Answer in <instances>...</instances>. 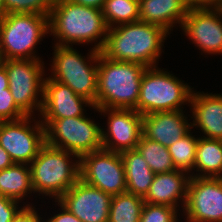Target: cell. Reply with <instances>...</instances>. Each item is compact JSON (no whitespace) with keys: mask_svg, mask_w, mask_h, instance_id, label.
I'll return each mask as SVG.
<instances>
[{"mask_svg":"<svg viewBox=\"0 0 222 222\" xmlns=\"http://www.w3.org/2000/svg\"><path fill=\"white\" fill-rule=\"evenodd\" d=\"M33 193L30 165L13 163L0 171V195L22 202ZM29 194V195H28Z\"/></svg>","mask_w":222,"mask_h":222,"instance_id":"7402d4cb","label":"cell"},{"mask_svg":"<svg viewBox=\"0 0 222 222\" xmlns=\"http://www.w3.org/2000/svg\"><path fill=\"white\" fill-rule=\"evenodd\" d=\"M112 196L79 179L58 201L82 222H108Z\"/></svg>","mask_w":222,"mask_h":222,"instance_id":"9a60e30c","label":"cell"},{"mask_svg":"<svg viewBox=\"0 0 222 222\" xmlns=\"http://www.w3.org/2000/svg\"><path fill=\"white\" fill-rule=\"evenodd\" d=\"M189 8H206L212 6V0H181Z\"/></svg>","mask_w":222,"mask_h":222,"instance_id":"836d02e7","label":"cell"},{"mask_svg":"<svg viewBox=\"0 0 222 222\" xmlns=\"http://www.w3.org/2000/svg\"><path fill=\"white\" fill-rule=\"evenodd\" d=\"M35 118L25 116L0 122V145L14 163L29 165L45 144V128L40 119Z\"/></svg>","mask_w":222,"mask_h":222,"instance_id":"30bf717a","label":"cell"},{"mask_svg":"<svg viewBox=\"0 0 222 222\" xmlns=\"http://www.w3.org/2000/svg\"><path fill=\"white\" fill-rule=\"evenodd\" d=\"M190 178V174L177 169L156 173L143 200L149 204L165 205L179 210L181 204L184 210Z\"/></svg>","mask_w":222,"mask_h":222,"instance_id":"ac0fdd59","label":"cell"},{"mask_svg":"<svg viewBox=\"0 0 222 222\" xmlns=\"http://www.w3.org/2000/svg\"><path fill=\"white\" fill-rule=\"evenodd\" d=\"M95 109L87 98L76 94L69 86L46 76L43 81V103L39 119H61L86 115L85 107ZM40 116V117H39Z\"/></svg>","mask_w":222,"mask_h":222,"instance_id":"2e32d148","label":"cell"},{"mask_svg":"<svg viewBox=\"0 0 222 222\" xmlns=\"http://www.w3.org/2000/svg\"><path fill=\"white\" fill-rule=\"evenodd\" d=\"M187 11L181 0H139V21L159 26L169 34L177 24L181 28Z\"/></svg>","mask_w":222,"mask_h":222,"instance_id":"ffe728a7","label":"cell"},{"mask_svg":"<svg viewBox=\"0 0 222 222\" xmlns=\"http://www.w3.org/2000/svg\"><path fill=\"white\" fill-rule=\"evenodd\" d=\"M143 197L129 192L112 196L108 222H140Z\"/></svg>","mask_w":222,"mask_h":222,"instance_id":"cb8c5ba5","label":"cell"},{"mask_svg":"<svg viewBox=\"0 0 222 222\" xmlns=\"http://www.w3.org/2000/svg\"><path fill=\"white\" fill-rule=\"evenodd\" d=\"M120 154L125 167L127 192L144 197L153 182L155 173L136 148Z\"/></svg>","mask_w":222,"mask_h":222,"instance_id":"44dd1931","label":"cell"},{"mask_svg":"<svg viewBox=\"0 0 222 222\" xmlns=\"http://www.w3.org/2000/svg\"><path fill=\"white\" fill-rule=\"evenodd\" d=\"M45 128V143L78 155L102 149V127L88 116L40 119Z\"/></svg>","mask_w":222,"mask_h":222,"instance_id":"ba28073f","label":"cell"},{"mask_svg":"<svg viewBox=\"0 0 222 222\" xmlns=\"http://www.w3.org/2000/svg\"><path fill=\"white\" fill-rule=\"evenodd\" d=\"M191 87L164 68L147 67L141 79L135 110L141 115L183 110V105L190 104Z\"/></svg>","mask_w":222,"mask_h":222,"instance_id":"52a82bcc","label":"cell"},{"mask_svg":"<svg viewBox=\"0 0 222 222\" xmlns=\"http://www.w3.org/2000/svg\"><path fill=\"white\" fill-rule=\"evenodd\" d=\"M136 149L141 156L146 160L152 172L163 173L176 170L169 150L162 144L152 141L142 135Z\"/></svg>","mask_w":222,"mask_h":222,"instance_id":"484cf974","label":"cell"},{"mask_svg":"<svg viewBox=\"0 0 222 222\" xmlns=\"http://www.w3.org/2000/svg\"><path fill=\"white\" fill-rule=\"evenodd\" d=\"M182 212L186 222H222V178L192 176Z\"/></svg>","mask_w":222,"mask_h":222,"instance_id":"7c38bea8","label":"cell"},{"mask_svg":"<svg viewBox=\"0 0 222 222\" xmlns=\"http://www.w3.org/2000/svg\"><path fill=\"white\" fill-rule=\"evenodd\" d=\"M2 63H3V58H2V56L0 55V66H2Z\"/></svg>","mask_w":222,"mask_h":222,"instance_id":"ab89813d","label":"cell"},{"mask_svg":"<svg viewBox=\"0 0 222 222\" xmlns=\"http://www.w3.org/2000/svg\"><path fill=\"white\" fill-rule=\"evenodd\" d=\"M49 34V16L36 13H9L0 19V55L3 60L33 59L36 46Z\"/></svg>","mask_w":222,"mask_h":222,"instance_id":"5b68a950","label":"cell"},{"mask_svg":"<svg viewBox=\"0 0 222 222\" xmlns=\"http://www.w3.org/2000/svg\"><path fill=\"white\" fill-rule=\"evenodd\" d=\"M181 30L205 55L222 54V8H189Z\"/></svg>","mask_w":222,"mask_h":222,"instance_id":"5bb4252c","label":"cell"},{"mask_svg":"<svg viewBox=\"0 0 222 222\" xmlns=\"http://www.w3.org/2000/svg\"><path fill=\"white\" fill-rule=\"evenodd\" d=\"M168 35L163 28L141 21L122 24L108 28L101 53L111 60L156 67Z\"/></svg>","mask_w":222,"mask_h":222,"instance_id":"7a4b0ae2","label":"cell"},{"mask_svg":"<svg viewBox=\"0 0 222 222\" xmlns=\"http://www.w3.org/2000/svg\"><path fill=\"white\" fill-rule=\"evenodd\" d=\"M8 87L9 84L6 68L2 65L0 66V92H5V89Z\"/></svg>","mask_w":222,"mask_h":222,"instance_id":"8d00e7d4","label":"cell"},{"mask_svg":"<svg viewBox=\"0 0 222 222\" xmlns=\"http://www.w3.org/2000/svg\"><path fill=\"white\" fill-rule=\"evenodd\" d=\"M212 6L222 8V0H212Z\"/></svg>","mask_w":222,"mask_h":222,"instance_id":"f35d334b","label":"cell"},{"mask_svg":"<svg viewBox=\"0 0 222 222\" xmlns=\"http://www.w3.org/2000/svg\"><path fill=\"white\" fill-rule=\"evenodd\" d=\"M24 204L15 215L12 222H44L42 219L43 217L38 214V210H36L33 204H30V202L28 204Z\"/></svg>","mask_w":222,"mask_h":222,"instance_id":"1f68e13d","label":"cell"},{"mask_svg":"<svg viewBox=\"0 0 222 222\" xmlns=\"http://www.w3.org/2000/svg\"><path fill=\"white\" fill-rule=\"evenodd\" d=\"M50 79L69 86L96 107L100 51L90 49L87 59L73 46L54 44Z\"/></svg>","mask_w":222,"mask_h":222,"instance_id":"8992f818","label":"cell"},{"mask_svg":"<svg viewBox=\"0 0 222 222\" xmlns=\"http://www.w3.org/2000/svg\"><path fill=\"white\" fill-rule=\"evenodd\" d=\"M102 13L108 28L138 22L140 20L139 1L105 0Z\"/></svg>","mask_w":222,"mask_h":222,"instance_id":"d4e9b609","label":"cell"},{"mask_svg":"<svg viewBox=\"0 0 222 222\" xmlns=\"http://www.w3.org/2000/svg\"><path fill=\"white\" fill-rule=\"evenodd\" d=\"M29 165L34 194L39 196L58 200L80 179V157L47 143Z\"/></svg>","mask_w":222,"mask_h":222,"instance_id":"277c9868","label":"cell"},{"mask_svg":"<svg viewBox=\"0 0 222 222\" xmlns=\"http://www.w3.org/2000/svg\"><path fill=\"white\" fill-rule=\"evenodd\" d=\"M107 119V129L102 128V149L121 153L135 149L142 137L143 115L135 109L96 108ZM106 115V116H105Z\"/></svg>","mask_w":222,"mask_h":222,"instance_id":"4fadbf2b","label":"cell"},{"mask_svg":"<svg viewBox=\"0 0 222 222\" xmlns=\"http://www.w3.org/2000/svg\"><path fill=\"white\" fill-rule=\"evenodd\" d=\"M146 68L141 63L111 60L100 51L96 108L135 109Z\"/></svg>","mask_w":222,"mask_h":222,"instance_id":"3957f363","label":"cell"},{"mask_svg":"<svg viewBox=\"0 0 222 222\" xmlns=\"http://www.w3.org/2000/svg\"><path fill=\"white\" fill-rule=\"evenodd\" d=\"M57 0H4L5 15L9 13L50 14Z\"/></svg>","mask_w":222,"mask_h":222,"instance_id":"83f0119b","label":"cell"},{"mask_svg":"<svg viewBox=\"0 0 222 222\" xmlns=\"http://www.w3.org/2000/svg\"><path fill=\"white\" fill-rule=\"evenodd\" d=\"M13 163L8 152L0 145V171L8 168Z\"/></svg>","mask_w":222,"mask_h":222,"instance_id":"d590c367","label":"cell"},{"mask_svg":"<svg viewBox=\"0 0 222 222\" xmlns=\"http://www.w3.org/2000/svg\"><path fill=\"white\" fill-rule=\"evenodd\" d=\"M80 179L111 196L127 192L125 167L117 152L101 149L81 156Z\"/></svg>","mask_w":222,"mask_h":222,"instance_id":"8fae6325","label":"cell"},{"mask_svg":"<svg viewBox=\"0 0 222 222\" xmlns=\"http://www.w3.org/2000/svg\"><path fill=\"white\" fill-rule=\"evenodd\" d=\"M185 110L154 112L143 115V136L169 147L192 131L191 119H187Z\"/></svg>","mask_w":222,"mask_h":222,"instance_id":"e0dca14e","label":"cell"},{"mask_svg":"<svg viewBox=\"0 0 222 222\" xmlns=\"http://www.w3.org/2000/svg\"><path fill=\"white\" fill-rule=\"evenodd\" d=\"M195 171L198 173H194ZM192 172L194 177L222 178V140L207 139L199 136L195 166Z\"/></svg>","mask_w":222,"mask_h":222,"instance_id":"603a6c76","label":"cell"},{"mask_svg":"<svg viewBox=\"0 0 222 222\" xmlns=\"http://www.w3.org/2000/svg\"><path fill=\"white\" fill-rule=\"evenodd\" d=\"M189 105L192 129L198 127L202 138L222 140V94L193 90Z\"/></svg>","mask_w":222,"mask_h":222,"instance_id":"d6986e66","label":"cell"},{"mask_svg":"<svg viewBox=\"0 0 222 222\" xmlns=\"http://www.w3.org/2000/svg\"><path fill=\"white\" fill-rule=\"evenodd\" d=\"M108 27L102 10L57 0L49 14V34L57 45L89 44L101 51L105 45ZM99 40V41H98Z\"/></svg>","mask_w":222,"mask_h":222,"instance_id":"6da1fadb","label":"cell"},{"mask_svg":"<svg viewBox=\"0 0 222 222\" xmlns=\"http://www.w3.org/2000/svg\"><path fill=\"white\" fill-rule=\"evenodd\" d=\"M6 68L9 90L17 107L26 116H36L43 103V81L45 66L42 60L9 59L3 60ZM35 112V113H34Z\"/></svg>","mask_w":222,"mask_h":222,"instance_id":"9c48e42d","label":"cell"},{"mask_svg":"<svg viewBox=\"0 0 222 222\" xmlns=\"http://www.w3.org/2000/svg\"><path fill=\"white\" fill-rule=\"evenodd\" d=\"M199 137L195 138L191 131L184 137L172 143L169 147V154L177 170L185 171L192 177V170L195 166L196 147Z\"/></svg>","mask_w":222,"mask_h":222,"instance_id":"4316f807","label":"cell"},{"mask_svg":"<svg viewBox=\"0 0 222 222\" xmlns=\"http://www.w3.org/2000/svg\"><path fill=\"white\" fill-rule=\"evenodd\" d=\"M19 202L0 195V222H12L15 215L23 207Z\"/></svg>","mask_w":222,"mask_h":222,"instance_id":"4dcf8cb0","label":"cell"},{"mask_svg":"<svg viewBox=\"0 0 222 222\" xmlns=\"http://www.w3.org/2000/svg\"><path fill=\"white\" fill-rule=\"evenodd\" d=\"M25 116L17 107L9 88H6L5 92H0V122L18 120Z\"/></svg>","mask_w":222,"mask_h":222,"instance_id":"f546056e","label":"cell"},{"mask_svg":"<svg viewBox=\"0 0 222 222\" xmlns=\"http://www.w3.org/2000/svg\"><path fill=\"white\" fill-rule=\"evenodd\" d=\"M179 209L144 202L140 222H179Z\"/></svg>","mask_w":222,"mask_h":222,"instance_id":"f1b7e54d","label":"cell"},{"mask_svg":"<svg viewBox=\"0 0 222 222\" xmlns=\"http://www.w3.org/2000/svg\"><path fill=\"white\" fill-rule=\"evenodd\" d=\"M5 15V3L4 0H0V19Z\"/></svg>","mask_w":222,"mask_h":222,"instance_id":"74e56055","label":"cell"},{"mask_svg":"<svg viewBox=\"0 0 222 222\" xmlns=\"http://www.w3.org/2000/svg\"><path fill=\"white\" fill-rule=\"evenodd\" d=\"M55 202H57L56 206L58 205V207H60V212L57 211V214L55 213L50 218L48 217L46 221L44 219V222H82L68 209H66L58 200H55Z\"/></svg>","mask_w":222,"mask_h":222,"instance_id":"d6a6232c","label":"cell"},{"mask_svg":"<svg viewBox=\"0 0 222 222\" xmlns=\"http://www.w3.org/2000/svg\"><path fill=\"white\" fill-rule=\"evenodd\" d=\"M75 4L102 10L105 0H69Z\"/></svg>","mask_w":222,"mask_h":222,"instance_id":"e575fe53","label":"cell"}]
</instances>
